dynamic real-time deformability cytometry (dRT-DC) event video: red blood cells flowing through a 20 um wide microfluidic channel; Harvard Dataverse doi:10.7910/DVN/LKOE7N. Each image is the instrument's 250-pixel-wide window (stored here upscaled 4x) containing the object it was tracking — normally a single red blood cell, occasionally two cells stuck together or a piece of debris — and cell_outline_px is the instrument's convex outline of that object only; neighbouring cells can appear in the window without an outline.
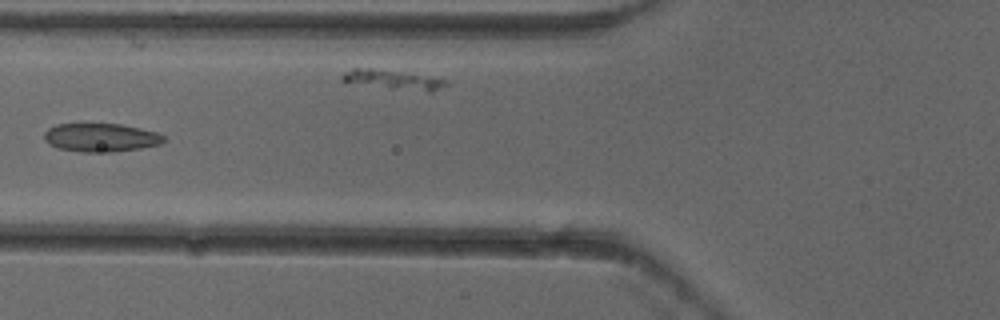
{"species": "common noctule bat (a hibernating species)", "species_latin": "Nyctalus noctula", "temperature_condition": "cold", "stored_images_in_passage": 8, "camera_frame_rate_fps": 3000, "um_per_image_px": 0.085, "animal": {"sex": "female"}, "frame": {"image": 1, "passage_image": 5, "time_ms": 1.333, "image_size_px": [1000, 320], "cell_outline_px": [[164, 140], [160, 144], [140, 148], [112, 152], [84, 152], [56, 148], [48, 144], [44, 140], [44, 132], [48, 128], [56, 124], [120, 124], [140, 128], [156, 132], [164, 136]], "centroid_in_image_um": [8.52, 11.69], "position_along_channel_um": 117.3, "area_um2": 19.83}}
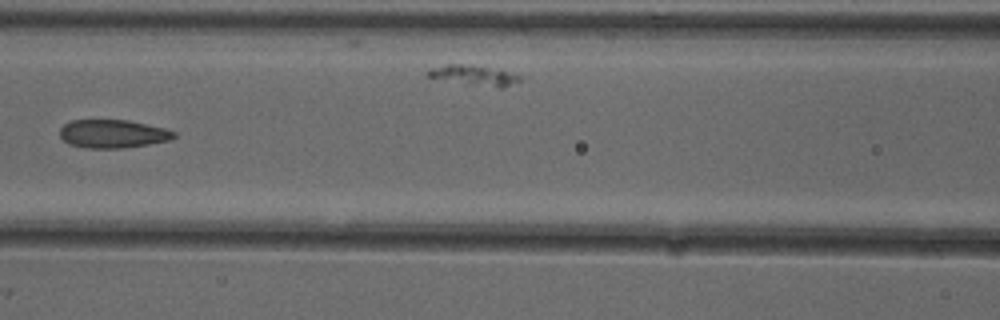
{"frame": {"image": 2, "passage_image": 6, "time_ms": 1.667, "image_size_px": [1000, 320], "cell_outline_px": [[176, 136], [172, 140], [148, 144], [120, 148], [88, 148], [68, 144], [60, 136], [60, 128], [64, 124], [72, 120], [128, 120], [164, 128], [176, 132]], "centroid_in_image_um": [9.59, 11.37], "position_along_channel_um": 157.0, "area_um2": 18.79}}